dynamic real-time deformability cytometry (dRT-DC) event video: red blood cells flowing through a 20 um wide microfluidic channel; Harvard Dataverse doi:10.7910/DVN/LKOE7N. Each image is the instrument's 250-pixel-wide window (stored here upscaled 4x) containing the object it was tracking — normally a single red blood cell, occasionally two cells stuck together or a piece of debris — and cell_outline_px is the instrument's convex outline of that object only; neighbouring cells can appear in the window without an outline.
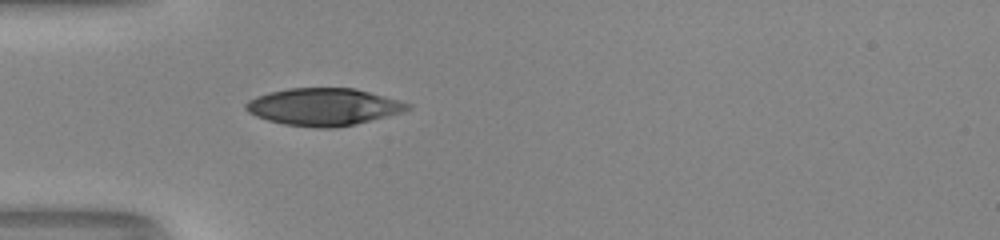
{"species": "human", "species_latin": "Homo sapiens", "temperature_condition": "room temperature", "stored_images_in_passage": 36, "camera_frame_rate_fps": 3000, "um_per_image_px": 0.085, "donor": {"sex": "male"}, "frame": {"image": 1, "passage_image": 1, "time_ms": 0.0, "image_size_px": [1000, 240], "cell_outline_px": [[412, 108], [404, 112], [356, 124], [336, 128], [316, 128], [284, 124], [268, 120], [256, 116], [248, 112], [244, 108], [244, 104], [248, 100], [256, 96], [268, 92], [288, 88], [356, 88], [412, 104]], "centroid_in_image_um": [27.5, 9.08], "position_along_channel_um": 57.5, "area_um2": 35.37}}
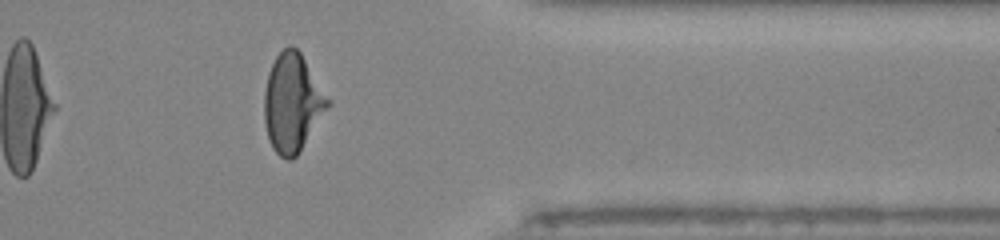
{"frame": {"image": 2, "passage_image": 27, "time_ms": 8.667, "image_size_px": [1000, 240], "cell_outline_px": [[332, 104], [296, 156], [292, 160], [284, 160], [272, 148], [268, 136], [264, 120], [264, 92], [268, 72], [276, 56], [288, 44], [292, 44], [300, 52], [332, 100]], "centroid_in_image_um": [24.88, 8.73], "position_along_channel_um": 386.5, "area_um2": 36.76}}
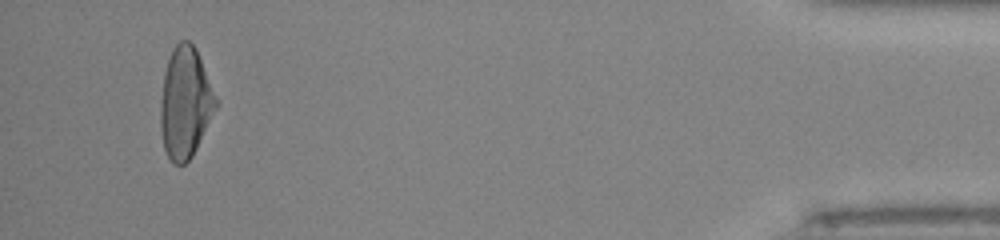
{"frame": {"image": 3, "passage_image": 34, "time_ms": 11.0, "image_size_px": [1000, 240], "cell_outline_px": [[220, 104], [192, 156], [184, 164], [172, 164], [164, 148], [160, 128], [160, 104], [164, 72], [172, 48], [180, 40], [188, 40], [196, 48], [220, 100]], "centroid_in_image_um": [15.78, 8.72], "position_along_channel_um": 419.4, "area_um2": 36.53}, "authors_computed_cell_mechanics": {"area_um2": 35.7204, "velocity_mm_per_s": 4.0256, "shape_relaxation_time_tau1_ms": 5.9528, "shape_relaxation_time_tau2_ms": null, "deformation_change_tau1": 0.2637, "deformation_change_tau2": null}}